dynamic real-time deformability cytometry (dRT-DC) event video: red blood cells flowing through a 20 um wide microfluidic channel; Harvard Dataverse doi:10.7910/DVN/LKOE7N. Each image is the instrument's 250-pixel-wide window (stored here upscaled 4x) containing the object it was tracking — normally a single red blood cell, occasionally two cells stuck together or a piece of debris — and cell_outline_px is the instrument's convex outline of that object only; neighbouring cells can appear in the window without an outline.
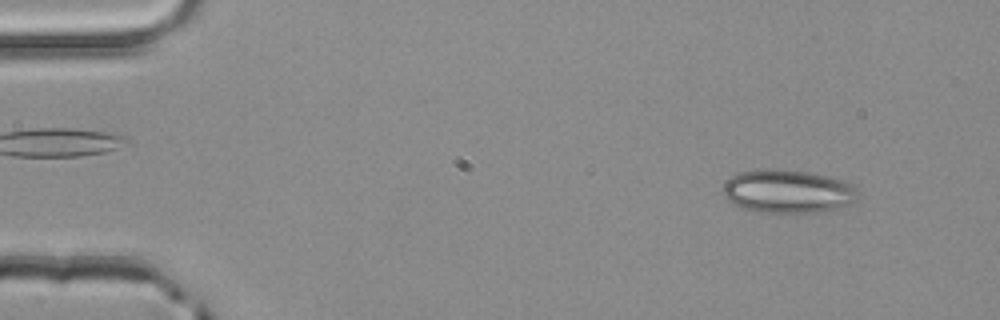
{"species": "common noctule bat (a hibernating species)", "species_latin": "Nyctalus noctula", "temperature_condition": "room temperature", "stored_images_in_passage": 51, "camera_frame_rate_fps": 3000, "um_per_image_px": 0.085, "animal": {"sex": "male", "body_mass_g": 20.4}, "frame": {"image": 1, "passage_image": 5, "time_ms": 1.333, "image_size_px": [1000, 320], "cell_outline_px": [[856, 200], [852, 204], [836, 208], [816, 212], [760, 212], [740, 208], [728, 200], [720, 192], [724, 184], [732, 176], [740, 172], [804, 172], [824, 176], [840, 180], [848, 184], [856, 192]], "centroid_in_image_um": [66.91, 16.33], "position_along_channel_um": 18.1, "area_um2": 32.6}}
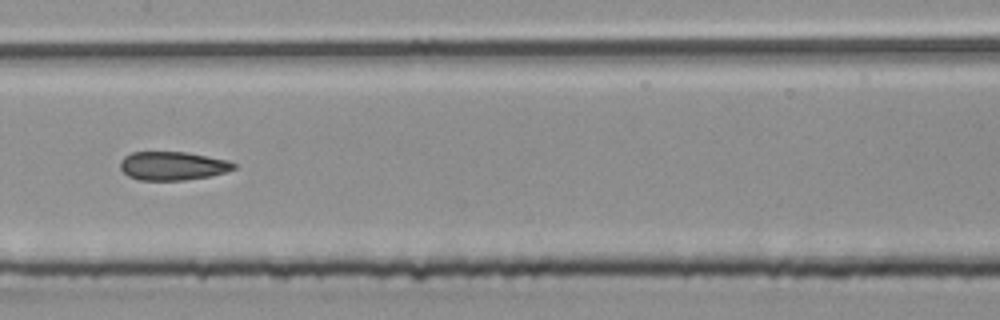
{"frame": {"image": 2, "passage_image": 26, "time_ms": 8.333, "image_size_px": [1000, 320], "cell_outline_px": [[236, 168], [224, 172], [208, 176], [184, 180], [140, 180], [128, 176], [120, 168], [120, 160], [124, 156], [132, 152], [188, 152], [228, 160], [236, 164]], "centroid_in_image_um": [14.66, 14.09], "position_along_channel_um": 192.7, "area_um2": 18.9}}
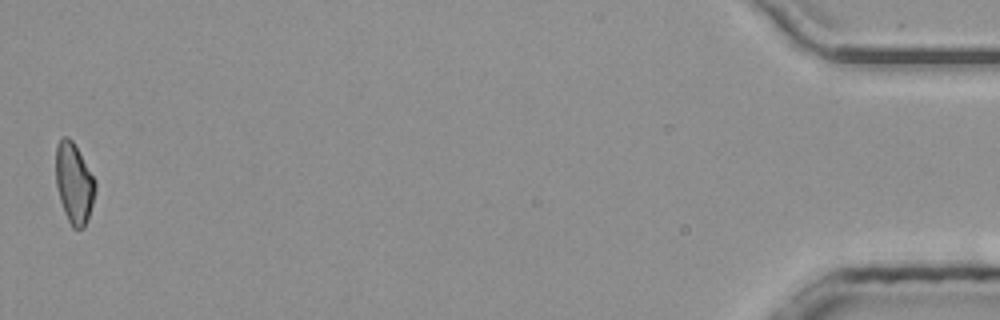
{"frame": {"image": 3, "passage_image": 51, "time_ms": 16.667, "image_size_px": [1000, 320], "cell_outline_px": [[96, 188], [92, 204], [84, 228], [72, 228], [64, 212], [56, 188], [56, 144], [60, 136], [68, 136], [72, 140], [96, 180]], "centroid_in_image_um": [6.28, 15.54], "position_along_channel_um": 428.9, "area_um2": 18.55}, "authors_computed_cell_mechanics": {"area_um2": 19.4208, "velocity_mm_per_s": 4.0364, "shape_relaxation_time_tau1_ms": null, "shape_relaxation_time_tau2_ms": 2.2603, "deformation_change_tau1": null, "deformation_change_tau2": 0.1019}}